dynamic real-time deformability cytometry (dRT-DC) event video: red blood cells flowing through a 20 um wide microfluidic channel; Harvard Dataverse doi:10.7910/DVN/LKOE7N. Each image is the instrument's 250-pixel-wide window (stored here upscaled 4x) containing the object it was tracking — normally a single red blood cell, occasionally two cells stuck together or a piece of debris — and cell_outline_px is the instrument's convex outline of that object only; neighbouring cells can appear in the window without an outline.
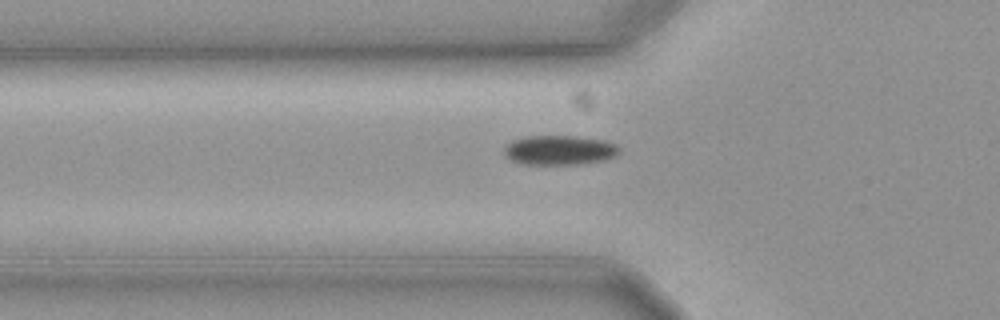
{"species": "common noctule bat (a hibernating species)", "species_latin": "Nyctalus noctula", "temperature_condition": "cold", "stored_images_in_passage": 45, "camera_frame_rate_fps": 3000, "um_per_image_px": 0.085, "animal": {"sex": "female", "body_mass_g": 19.3, "forearm_length_mm": 54.1}, "frame": {"image": 1, "passage_image": 10, "time_ms": 3.0, "image_size_px": [1000, 320], "cell_outline_px": [[620, 152], [616, 156], [604, 160], [580, 164], [520, 164], [512, 160], [504, 152], [504, 148], [512, 140], [524, 136], [576, 136], [604, 140], [616, 144], [620, 148]], "centroid_in_image_um": [47.58, 12.76], "position_along_channel_um": 78.2, "area_um2": 19.88}}
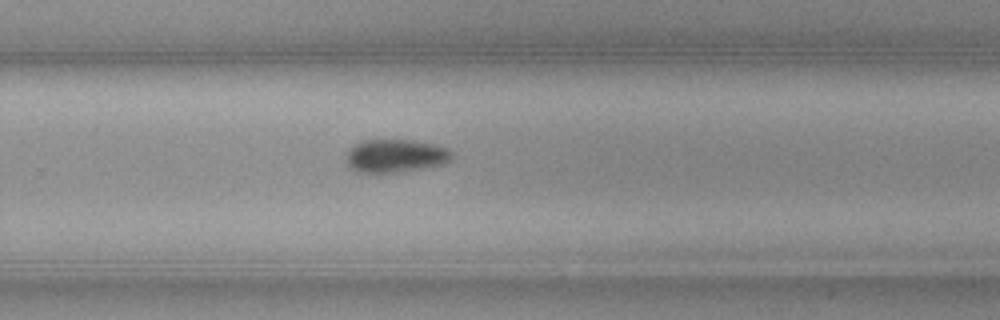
{"frame": {"image": 2, "passage_image": 28, "time_ms": 9.0, "image_size_px": [1000, 320], "cell_outline_px": [[452, 156], [444, 164], [380, 176], [360, 172], [352, 168], [348, 164], [344, 156], [348, 148], [360, 140], [412, 140], [432, 144], [448, 148], [452, 152]], "centroid_in_image_um": [33.54, 13.28], "position_along_channel_um": 296.3, "area_um2": 21.04}}
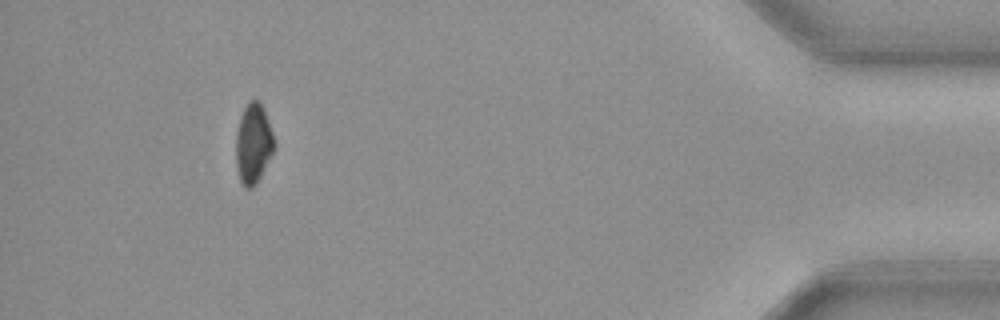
{"frame": {"image": 3, "passage_image": 43, "time_ms": 14.0, "image_size_px": [1000, 320], "cell_outline_px": [[276, 144], [260, 176], [252, 188], [244, 188], [240, 180], [236, 168], [236, 132], [240, 116], [248, 100], [256, 100], [264, 108]], "centroid_in_image_um": [21.51, 12.19], "position_along_channel_um": 413.7, "area_um2": 17.69}, "authors_computed_cell_mechanics": {"area_um2": 19.4786, "velocity_mm_per_s": 3.6343, "shape_relaxation_time_tau1_ms": 2.3317, "shape_relaxation_time_tau2_ms": null, "deformation_change_tau1": 0.0557, "deformation_change_tau2": null}}